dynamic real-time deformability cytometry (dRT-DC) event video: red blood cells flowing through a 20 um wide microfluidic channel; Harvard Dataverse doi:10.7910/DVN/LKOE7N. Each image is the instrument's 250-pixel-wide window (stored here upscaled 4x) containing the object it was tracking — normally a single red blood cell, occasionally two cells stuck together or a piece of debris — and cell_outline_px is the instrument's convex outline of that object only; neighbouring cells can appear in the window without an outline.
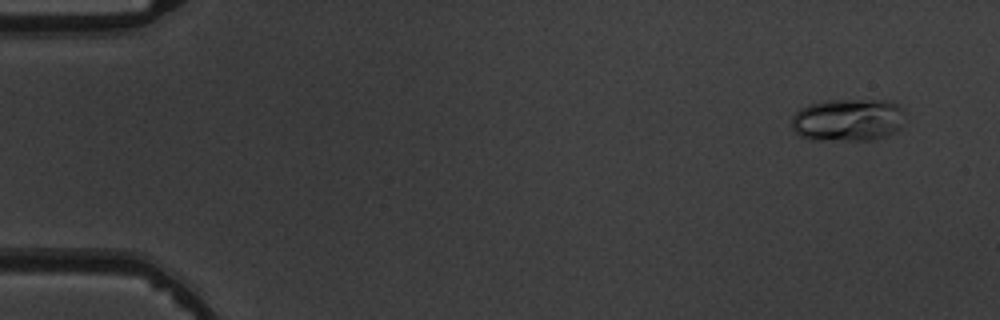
{"species": "common noctule bat (a hibernating species)", "species_latin": "Nyctalus noctula", "temperature_condition": "warm", "stored_images_in_passage": 5, "camera_frame_rate_fps": 3000, "um_per_image_px": 0.085, "animal": {"sex": "male", "body_mass_g": 19.5, "forearm_length_mm": 54.6}, "frame": {"image": 1, "passage_image": 1, "time_ms": 0.0, "image_size_px": [1000, 320], "cell_outline_px": [[904, 112], [900, 128], [896, 132], [888, 136], [872, 140], [808, 140], [800, 136], [792, 128], [792, 116], [800, 108], [808, 104], [824, 100], [892, 100], [904, 108]], "centroid_in_image_um": [72.09, 10.19], "position_along_channel_um": 12.9, "area_um2": 28.73}}